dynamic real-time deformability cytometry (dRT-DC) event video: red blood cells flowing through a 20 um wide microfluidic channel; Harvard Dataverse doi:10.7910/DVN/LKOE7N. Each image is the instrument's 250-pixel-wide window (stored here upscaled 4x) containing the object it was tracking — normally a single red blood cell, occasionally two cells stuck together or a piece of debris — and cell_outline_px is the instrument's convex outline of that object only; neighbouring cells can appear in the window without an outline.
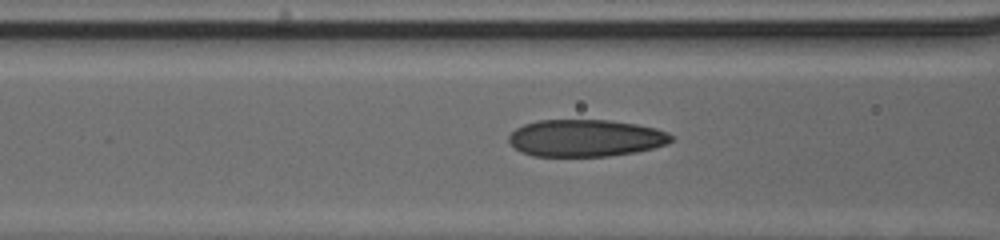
{"species": "human", "species_latin": "Homo sapiens", "temperature_condition": "cold", "stored_images_in_passage": 6, "camera_frame_rate_fps": 3000, "um_per_image_px": 0.085, "donor": {"sex": "male"}, "frame": {"image": 1, "passage_image": 4, "time_ms": 1.0, "image_size_px": [1000, 240], "cell_outline_px": [[672, 140], [664, 144], [652, 148], [636, 152], [608, 156], [532, 156], [520, 152], [508, 140], [508, 136], [516, 128], [524, 124], [540, 120], [612, 120], [636, 124], [656, 128], [668, 132], [672, 136]], "centroid_in_image_um": [49.76, 11.73], "position_along_channel_um": 116.8, "area_um2": 35.08}}